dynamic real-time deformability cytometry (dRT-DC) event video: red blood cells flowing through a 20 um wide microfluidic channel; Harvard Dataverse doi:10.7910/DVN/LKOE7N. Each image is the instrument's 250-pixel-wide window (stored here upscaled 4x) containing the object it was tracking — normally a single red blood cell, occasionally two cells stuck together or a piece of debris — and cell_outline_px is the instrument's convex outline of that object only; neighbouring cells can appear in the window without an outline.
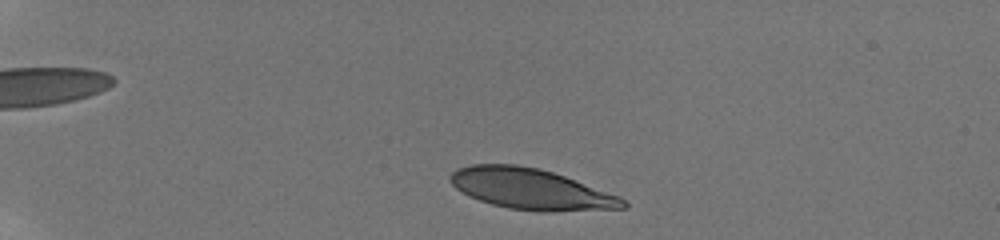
{"species": "human", "species_latin": "Homo sapiens", "temperature_condition": "room temperature", "stored_images_in_passage": 29, "camera_frame_rate_fps": 3000, "um_per_image_px": 0.085, "donor": {"sex": "male"}, "frame": {"image": 1, "passage_image": 6, "time_ms": 1.0, "image_size_px": [1000, 240], "cell_outline_px": [[628, 208], [552, 212], [540, 212], [508, 208], [492, 204], [468, 196], [456, 188], [452, 184], [448, 176], [456, 168], [472, 164], [516, 164], [536, 168], [552, 172], [564, 176], [620, 196], [628, 204]], "centroid_in_image_um": [45.12, 16.08], "position_along_channel_um": 39.9, "area_um2": 41.15}}
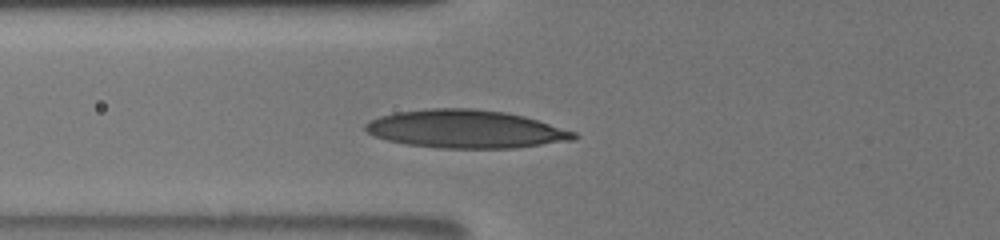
{"frame": {"image": 2, "passage_image": 22, "time_ms": 4.333, "image_size_px": [1000, 240], "cell_outline_px": [[580, 136], [576, 140], [516, 148], [440, 148], [404, 144], [388, 140], [376, 136], [368, 132], [364, 128], [364, 124], [380, 116], [396, 112], [428, 108], [472, 108], [504, 112], [524, 116], [576, 132]], "centroid_in_image_um": [39.62, 10.97], "position_along_channel_um": 86.2, "area_um2": 46.36}}
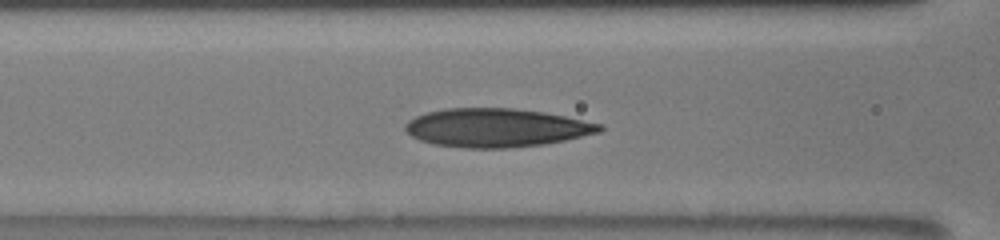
{"frame": {"image": 3, "passage_image": 27, "time_ms": 5.333, "image_size_px": [1000, 240], "cell_outline_px": [[604, 128], [600, 132], [564, 140], [544, 144], [508, 148], [464, 148], [432, 144], [420, 140], [412, 136], [404, 128], [404, 124], [408, 120], [416, 116], [428, 112], [444, 108], [512, 108], [544, 112], [604, 124]], "centroid_in_image_um": [42.18, 10.86], "position_along_channel_um": 124.4, "area_um2": 43.75}}